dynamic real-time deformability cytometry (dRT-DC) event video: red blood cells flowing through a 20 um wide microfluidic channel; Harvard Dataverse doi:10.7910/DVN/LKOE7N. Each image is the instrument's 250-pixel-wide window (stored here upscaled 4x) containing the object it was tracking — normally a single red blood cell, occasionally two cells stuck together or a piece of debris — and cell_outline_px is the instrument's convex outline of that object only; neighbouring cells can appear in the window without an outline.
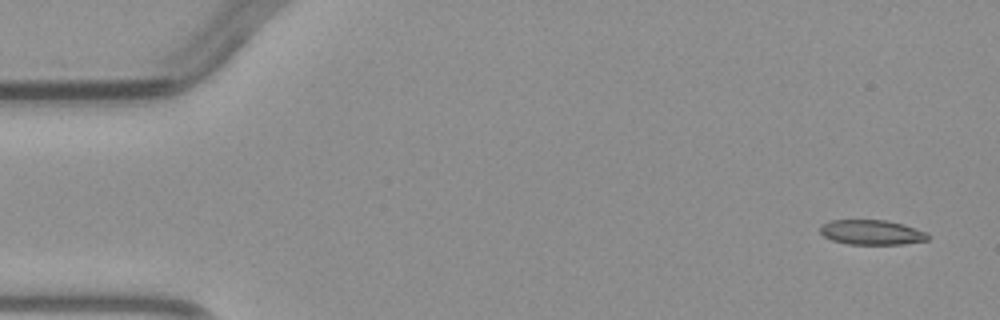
{"species": "common noctule bat (a hibernating species)", "species_latin": "Nyctalus noctula", "temperature_condition": "warm", "stored_images_in_passage": 4, "camera_frame_rate_fps": 3000, "um_per_image_px": 0.085, "animal": {"sex": "male", "body_mass_g": 23.1, "forearm_length_mm": 52.7}, "frame": {"image": 1, "passage_image": 1, "time_ms": 0.0, "image_size_px": [1000, 320], "cell_outline_px": [[932, 236], [928, 240], [904, 244], [848, 244], [832, 240], [824, 236], [820, 232], [820, 224], [828, 220], [888, 220], [904, 224], [928, 232]], "centroid_in_image_um": [74.13, 19.74], "position_along_channel_um": 10.9, "area_um2": 15.9}}
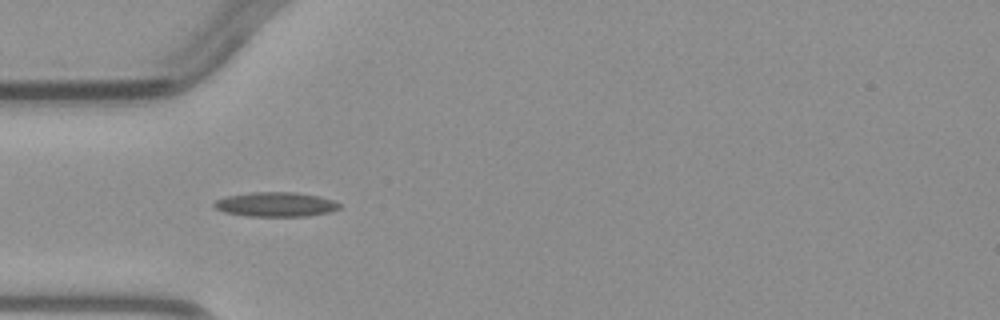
{"frame": {"image": 2, "passage_image": 3, "time_ms": 4.0, "image_size_px": [1000, 320], "cell_outline_px": [[340, 208], [328, 212], [304, 216], [244, 216], [224, 212], [216, 208], [212, 204], [216, 200], [224, 196], [252, 192], [296, 192], [320, 196], [336, 200], [340, 204]], "centroid_in_image_um": [23.42, 17.36], "position_along_channel_um": 61.6, "area_um2": 18.03}}
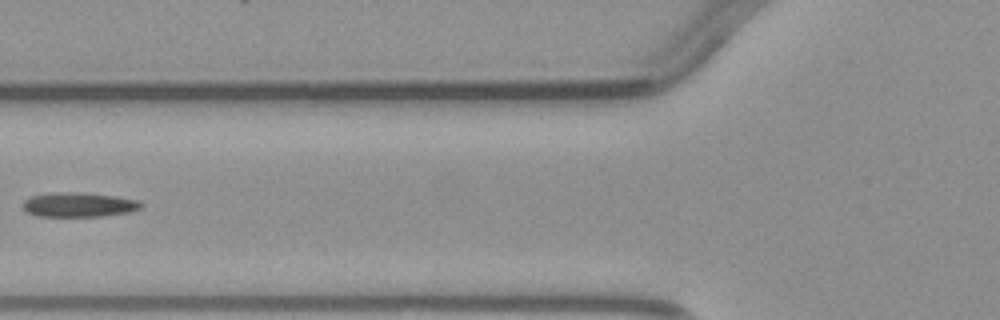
{"frame": {"image": 3, "passage_image": 4, "time_ms": 5.333, "image_size_px": [1000, 320], "cell_outline_px": [[144, 204], [140, 208], [128, 212], [104, 216], [36, 216], [28, 212], [24, 208], [24, 200], [32, 196], [52, 192], [72, 192], [112, 196], [136, 200]], "centroid_in_image_um": [6.67, 17.4], "position_along_channel_um": 119.1, "area_um2": 16.53}}